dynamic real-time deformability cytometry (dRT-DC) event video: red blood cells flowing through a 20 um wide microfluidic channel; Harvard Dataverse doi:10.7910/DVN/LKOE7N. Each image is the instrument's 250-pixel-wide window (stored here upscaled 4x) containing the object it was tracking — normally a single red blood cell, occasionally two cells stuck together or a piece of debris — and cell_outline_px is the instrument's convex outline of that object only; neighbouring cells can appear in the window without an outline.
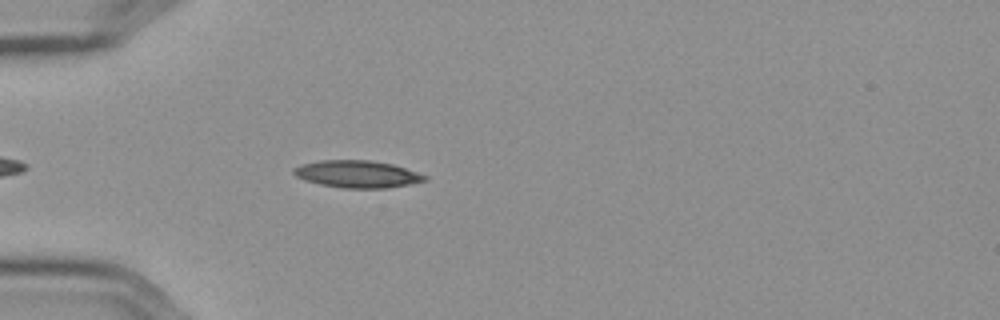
{"species": "Egyptian fruit bat (a non-hibernating species)", "species_latin": "Rousettus aegyptiacus", "temperature_condition": "cold", "stored_images_in_passage": 46, "camera_frame_rate_fps": 3000, "um_per_image_px": 0.085, "frame": {"image": 1, "passage_image": 6, "time_ms": 1.667, "image_size_px": [1000, 320], "cell_outline_px": [[428, 180], [388, 188], [344, 188], [320, 184], [304, 180], [296, 176], [292, 172], [292, 168], [304, 164], [320, 160], [372, 160], [392, 164], [428, 176]], "centroid_in_image_um": [30.36, 14.79], "position_along_channel_um": 54.6, "area_um2": 20.69}}
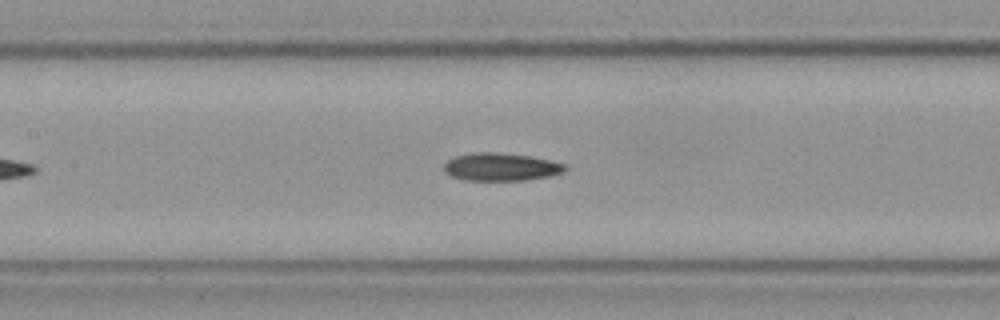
{"frame": {"image": 2, "passage_image": 16, "time_ms": 5.0, "image_size_px": [1000, 320], "cell_outline_px": [[568, 168], [564, 172], [548, 176], [524, 180], [464, 180], [452, 176], [444, 172], [444, 164], [448, 160], [456, 156], [472, 152], [496, 152], [528, 156], [568, 164]], "centroid_in_image_um": [42.58, 14.18], "position_along_channel_um": 164.8, "area_um2": 19.59}}
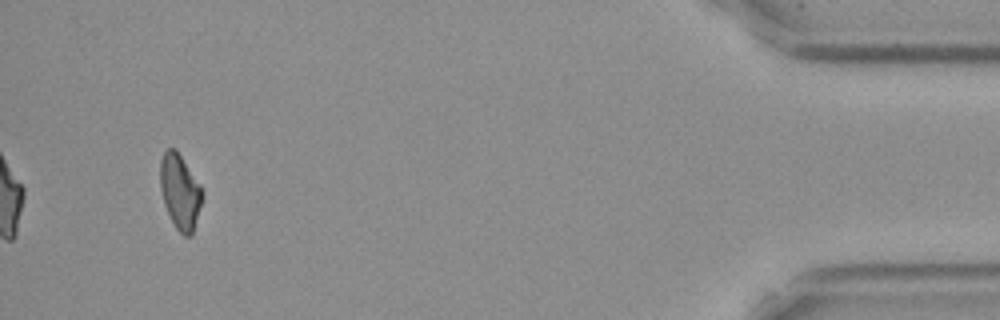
{"frame": {"image": 3, "passage_image": 43, "time_ms": 14.0, "image_size_px": [1000, 320], "cell_outline_px": [[204, 196], [192, 236], [184, 236], [176, 228], [164, 204], [160, 188], [160, 160], [164, 152], [168, 148], [176, 148], [200, 184], [204, 192]], "centroid_in_image_um": [15.32, 16.28], "position_along_channel_um": 419.9, "area_um2": 18.55}, "authors_computed_cell_mechanics": {"area_um2": 19.3341, "velocity_mm_per_s": 3.595, "shape_relaxation_time_tau1_ms": null, "shape_relaxation_time_tau2_ms": 5.3498, "deformation_change_tau1": null, "deformation_change_tau2": 0.128}}